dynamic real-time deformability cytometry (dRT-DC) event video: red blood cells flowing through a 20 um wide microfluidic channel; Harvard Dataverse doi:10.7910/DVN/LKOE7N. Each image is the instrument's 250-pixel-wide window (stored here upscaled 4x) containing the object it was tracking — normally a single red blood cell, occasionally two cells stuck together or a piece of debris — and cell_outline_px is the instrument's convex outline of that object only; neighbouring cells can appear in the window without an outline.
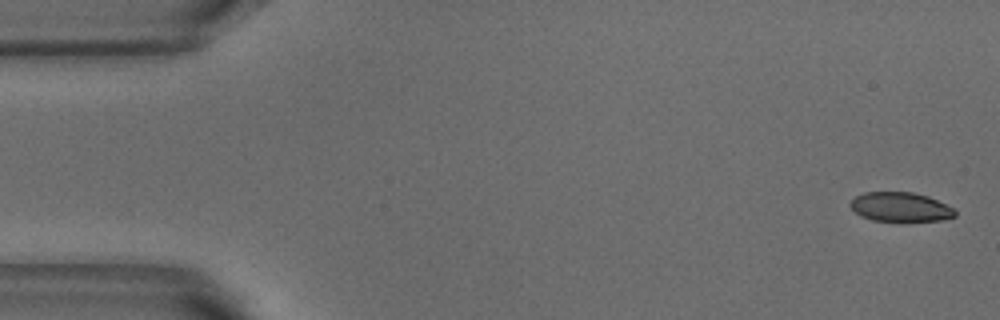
{"species": "common noctule bat (a hibernating species)", "species_latin": "Nyctalus noctula", "temperature_condition": "warm", "stored_images_in_passage": 3, "camera_frame_rate_fps": 3000, "um_per_image_px": 0.085, "animal": {"sex": "male", "body_mass_g": 18.8}, "frame": {"image": 1, "passage_image": 1, "time_ms": 0.0, "image_size_px": [1000, 320], "cell_outline_px": [[956, 216], [940, 220], [900, 224], [872, 220], [860, 216], [848, 204], [856, 196], [864, 192], [912, 192], [928, 196], [956, 208]], "centroid_in_image_um": [76.57, 17.64], "position_along_channel_um": 8.4, "area_um2": 18.73}}